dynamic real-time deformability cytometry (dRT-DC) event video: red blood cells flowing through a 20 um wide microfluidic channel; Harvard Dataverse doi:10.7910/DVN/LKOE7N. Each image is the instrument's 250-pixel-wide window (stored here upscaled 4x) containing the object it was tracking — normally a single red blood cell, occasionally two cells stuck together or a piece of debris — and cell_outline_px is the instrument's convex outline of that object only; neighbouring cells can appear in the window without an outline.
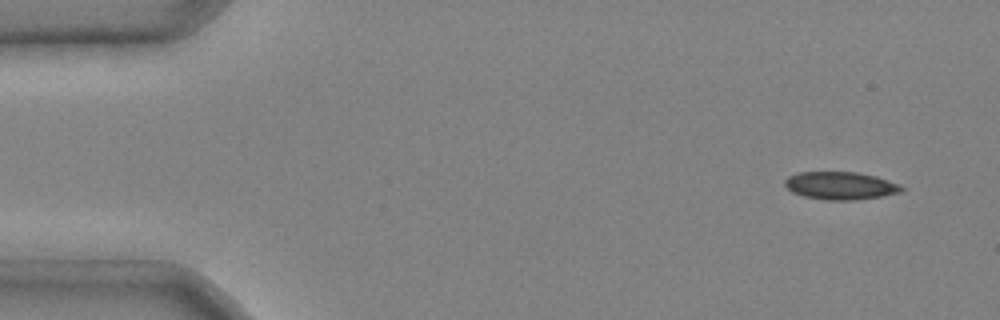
{"species": "common noctule bat (a hibernating species)", "species_latin": "Nyctalus noctula", "temperature_condition": "cold", "stored_images_in_passage": 8, "camera_frame_rate_fps": 3000, "um_per_image_px": 0.085, "animal": {"sex": "male", "body_mass_g": 20.4}, "frame": {"image": 1, "passage_image": 1, "time_ms": 0.0, "image_size_px": [1000, 320], "cell_outline_px": [[904, 188], [900, 192], [880, 196], [852, 200], [828, 200], [804, 196], [792, 192], [784, 184], [784, 180], [788, 176], [796, 172], [856, 172], [876, 176], [900, 184]], "centroid_in_image_um": [71.41, 15.77], "position_along_channel_um": 13.6, "area_um2": 18.79}}
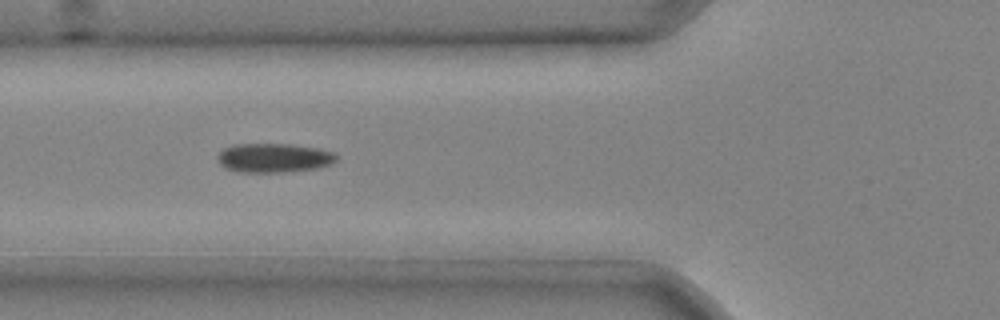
{"frame": {"image": 2, "passage_image": 5, "time_ms": 1.333, "image_size_px": [1000, 320], "cell_outline_px": [[336, 160], [332, 164], [316, 168], [284, 172], [236, 172], [224, 168], [216, 160], [216, 156], [224, 148], [236, 144], [288, 144], [316, 148], [332, 152], [336, 156]], "centroid_in_image_um": [23.21, 13.43], "position_along_channel_um": 102.6, "area_um2": 20.17}}
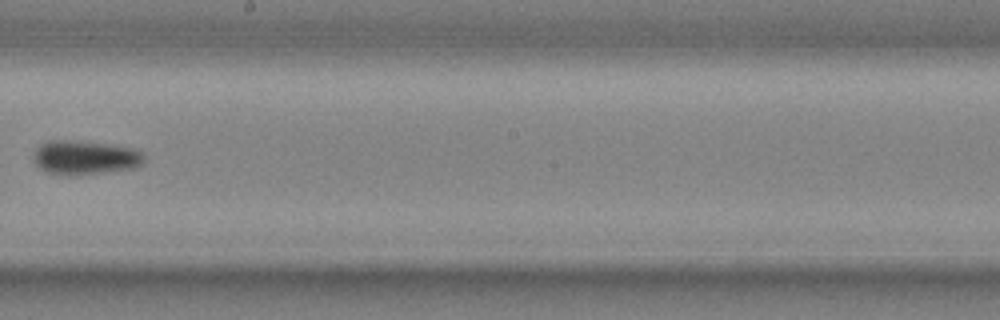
{"frame": {"image": 3, "passage_image": 8, "time_ms": 2.333, "image_size_px": [1000, 320], "cell_outline_px": [[144, 160], [140, 164], [132, 168], [68, 176], [64, 176], [48, 172], [40, 168], [36, 164], [32, 156], [36, 148], [40, 144], [48, 140], [68, 140], [108, 144], [136, 148], [144, 152]], "centroid_in_image_um": [7.2, 13.38], "position_along_channel_um": 241.0, "area_um2": 21.96}}